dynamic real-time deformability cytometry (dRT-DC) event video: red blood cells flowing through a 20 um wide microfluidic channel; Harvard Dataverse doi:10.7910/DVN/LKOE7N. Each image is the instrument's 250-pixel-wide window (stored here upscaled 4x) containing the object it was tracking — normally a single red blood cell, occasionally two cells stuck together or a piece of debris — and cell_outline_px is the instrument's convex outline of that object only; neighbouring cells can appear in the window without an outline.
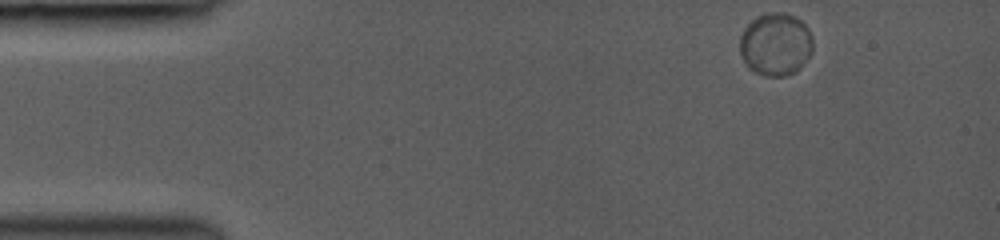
{"species": "common noctule bat (a hibernating species)", "species_latin": "Nyctalus noctula", "temperature_condition": "room temperature", "stored_images_in_passage": 11, "camera_frame_rate_fps": 3000, "um_per_image_px": 0.085, "animal": {"sex": "female", "body_mass_g": 19.0, "forearm_length_mm": 53.3}, "frame": {"image": 1, "passage_image": 1, "time_ms": 0.0, "image_size_px": [1000, 240], "cell_outline_px": [[812, 52], [804, 64], [796, 72], [784, 76], [764, 76], [748, 68], [744, 64], [740, 52], [740, 36], [744, 28], [756, 16], [764, 12], [780, 12], [796, 16], [808, 28], [812, 36]], "centroid_in_image_um": [65.92, 3.76], "position_along_channel_um": 19.1, "area_um2": 27.11}}
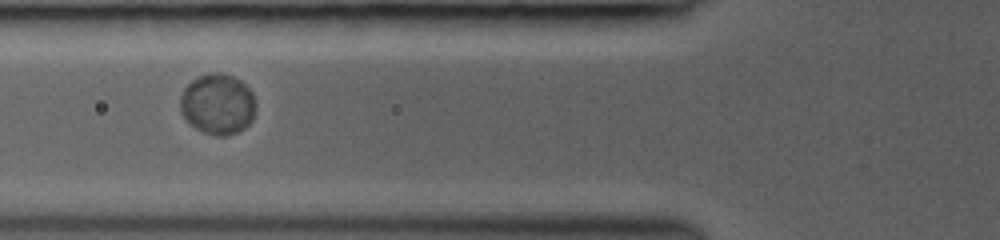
{"frame": {"image": 2, "passage_image": 8, "time_ms": 4.333, "image_size_px": [1000, 240], "cell_outline_px": [[256, 108], [252, 120], [244, 128], [236, 132], [224, 136], [216, 136], [204, 132], [196, 128], [180, 112], [180, 96], [184, 88], [192, 80], [208, 72], [220, 72], [232, 76], [240, 80], [252, 92], [256, 104]], "centroid_in_image_um": [18.51, 8.84], "position_along_channel_um": 107.3, "area_um2": 26.7}}
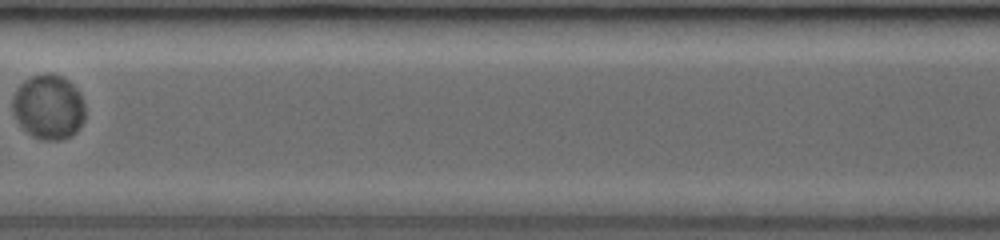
{"frame": {"image": 3, "passage_image": 11, "time_ms": 6.667, "image_size_px": [1000, 240], "cell_outline_px": [[84, 120], [80, 128], [76, 132], [60, 140], [44, 140], [32, 136], [16, 120], [12, 112], [12, 96], [16, 88], [24, 80], [32, 76], [48, 72], [60, 76], [68, 80], [80, 92], [84, 104]], "centroid_in_image_um": [4.11, 9.08], "position_along_channel_um": 203.3, "area_um2": 27.57}}